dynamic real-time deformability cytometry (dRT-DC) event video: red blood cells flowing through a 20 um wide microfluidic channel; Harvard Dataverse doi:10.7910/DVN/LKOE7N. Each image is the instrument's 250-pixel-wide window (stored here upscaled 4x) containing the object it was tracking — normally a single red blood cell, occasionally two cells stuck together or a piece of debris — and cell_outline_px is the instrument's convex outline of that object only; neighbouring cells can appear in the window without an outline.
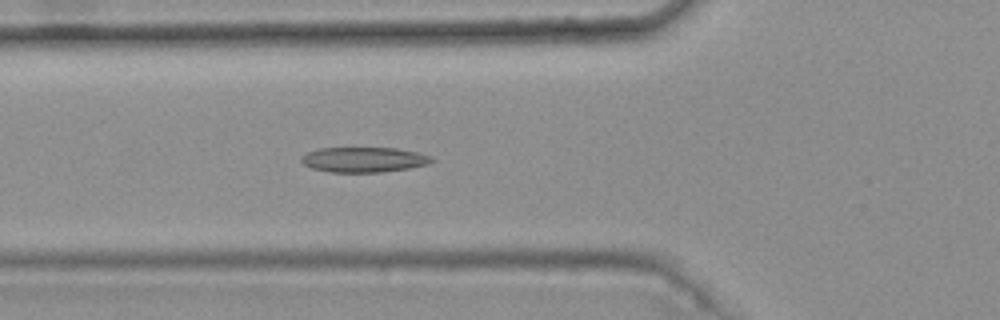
{"species": "common noctule bat (a hibernating species)", "species_latin": "Nyctalus noctula", "temperature_condition": "warm", "stored_images_in_passage": 6, "segment_of_instrument_passage": [1, 2], "camera_frame_rate_fps": 3000, "um_per_image_px": 0.085, "animal": {"sex": "female", "body_mass_g": 25.1}, "frame": {"image": 1, "passage_image": 5, "time_ms": 1.333, "image_size_px": [1000, 320], "cell_outline_px": [[436, 160], [428, 164], [408, 168], [380, 172], [332, 172], [312, 168], [304, 164], [300, 160], [308, 152], [320, 148], [396, 148], [416, 152], [432, 156]], "centroid_in_image_um": [30.96, 13.57], "position_along_channel_um": 94.8, "area_um2": 18.9}}